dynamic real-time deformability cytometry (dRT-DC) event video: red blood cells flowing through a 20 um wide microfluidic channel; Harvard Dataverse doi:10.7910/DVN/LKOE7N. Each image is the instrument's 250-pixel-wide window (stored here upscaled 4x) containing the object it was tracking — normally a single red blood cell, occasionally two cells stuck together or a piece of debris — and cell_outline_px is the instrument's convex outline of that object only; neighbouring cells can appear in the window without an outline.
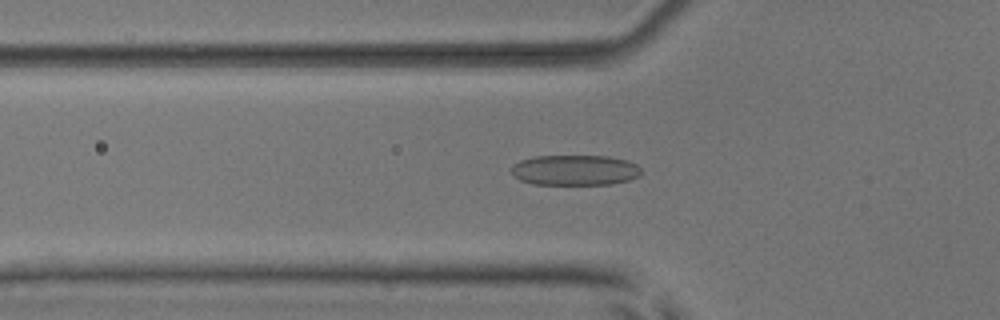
{"species": "common noctule bat (a hibernating species)", "species_latin": "Nyctalus noctula", "temperature_condition": "room temperature", "stored_images_in_passage": 48, "camera_frame_rate_fps": 3000, "um_per_image_px": 0.085, "animal": {"sex": "male", "body_mass_g": 17.9, "forearm_length_mm": 54.2}, "frame": {"image": 1, "passage_image": 18, "time_ms": 5.667, "image_size_px": [1000, 320], "cell_outline_px": [[640, 176], [628, 180], [612, 184], [532, 184], [520, 180], [512, 176], [512, 164], [520, 160], [536, 156], [608, 156], [628, 160], [636, 164], [640, 168]], "centroid_in_image_um": [48.85, 14.46], "position_along_channel_um": 76.9, "area_um2": 23.12}}
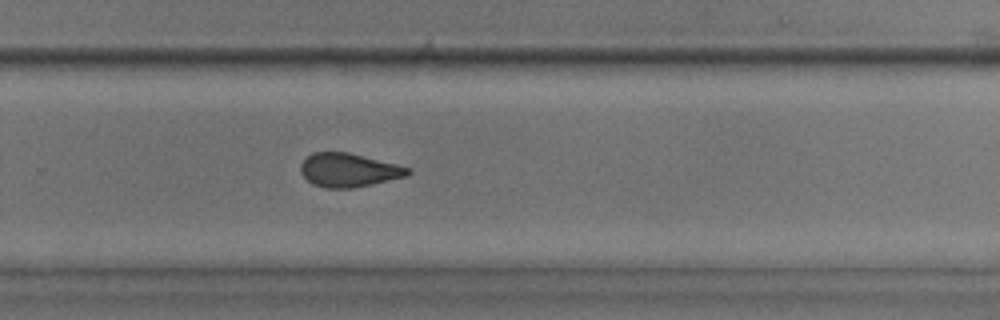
{"frame": {"image": 2, "passage_image": 35, "time_ms": 11.333, "image_size_px": [1000, 320], "cell_outline_px": [[412, 172], [404, 176], [372, 184], [352, 188], [324, 188], [312, 184], [300, 172], [300, 164], [312, 152], [348, 152], [412, 168]], "centroid_in_image_um": [29.61, 14.46], "position_along_channel_um": 300.2, "area_um2": 20.92}}
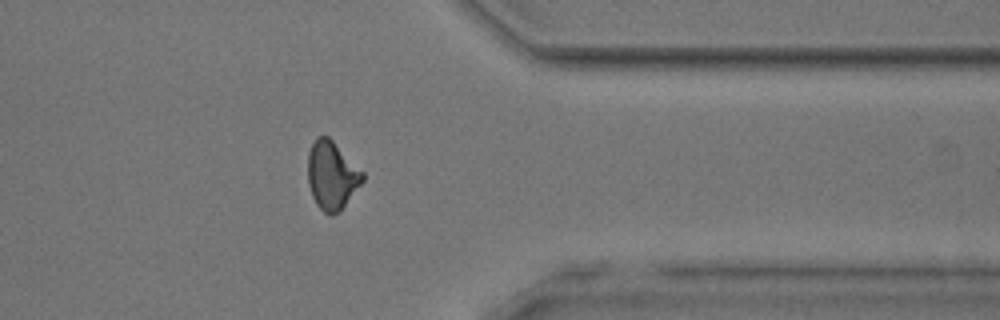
{"frame": {"image": 3, "passage_image": 42, "time_ms": 13.667, "image_size_px": [1000, 320], "cell_outline_px": [[364, 180], [340, 212], [332, 216], [324, 212], [316, 204], [312, 196], [308, 184], [308, 152], [316, 136], [328, 136], [364, 172]], "centroid_in_image_um": [28.21, 14.92], "position_along_channel_um": 383.2, "area_um2": 21.85}}